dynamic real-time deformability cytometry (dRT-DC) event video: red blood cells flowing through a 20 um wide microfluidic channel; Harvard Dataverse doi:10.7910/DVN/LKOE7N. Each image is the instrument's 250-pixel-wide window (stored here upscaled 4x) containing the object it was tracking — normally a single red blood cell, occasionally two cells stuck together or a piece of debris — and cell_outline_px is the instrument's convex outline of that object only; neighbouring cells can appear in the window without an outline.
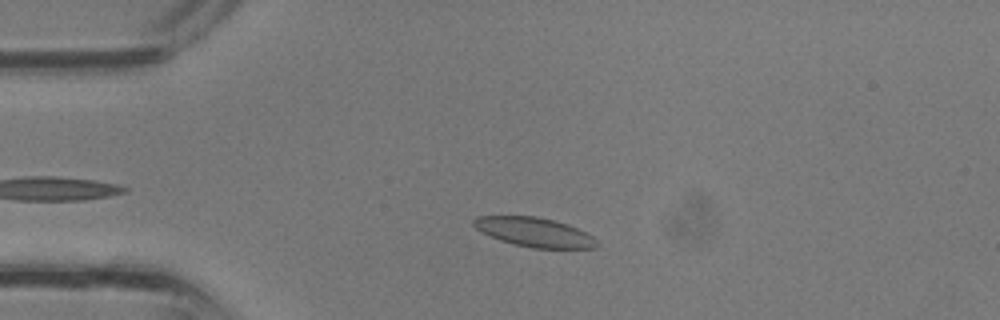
{"species": "common noctule bat (a hibernating species)", "species_latin": "Nyctalus noctula", "temperature_condition": "room temperature", "stored_images_in_passage": 26, "camera_frame_rate_fps": 3000, "um_per_image_px": 0.085, "animal": {"sex": "male", "body_mass_g": 13.3}, "frame": {"image": 1, "passage_image": 1, "time_ms": 0.0, "image_size_px": [1000, 320], "cell_outline_px": [[600, 244], [596, 248], [532, 248], [512, 244], [500, 240], [476, 228], [472, 224], [472, 220], [476, 216], [536, 216], [568, 224], [592, 236]], "centroid_in_image_um": [45.43, 19.73], "position_along_channel_um": 39.6, "area_um2": 20.87}}
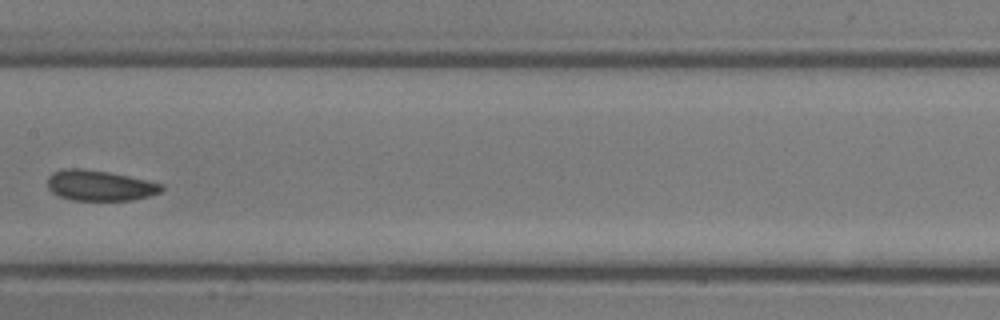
{"frame": {"image": 2, "passage_image": 11, "time_ms": 3.333, "image_size_px": [1000, 320], "cell_outline_px": [[164, 188], [160, 192], [148, 196], [132, 200], [72, 200], [60, 196], [52, 192], [48, 188], [48, 176], [52, 172], [64, 168], [84, 168], [108, 172], [148, 180], [164, 184]], "centroid_in_image_um": [8.47, 15.76], "position_along_channel_um": 198.9, "area_um2": 20.35}}
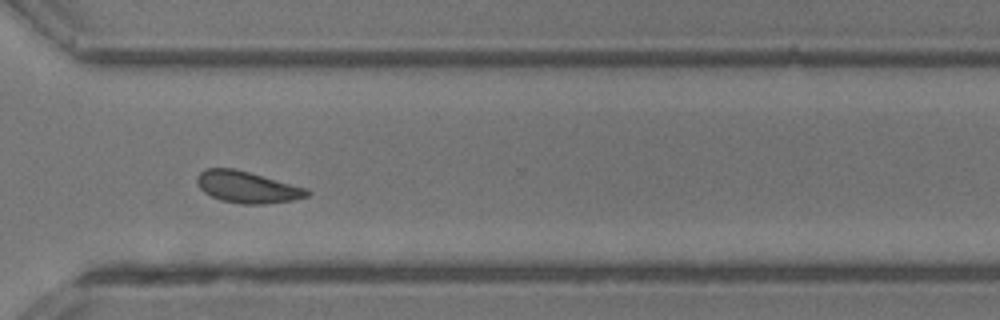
{"frame": {"image": 3, "passage_image": 19, "time_ms": 6.0, "image_size_px": [1000, 320], "cell_outline_px": [[312, 192], [308, 196], [292, 200], [264, 204], [240, 204], [220, 200], [204, 192], [200, 188], [196, 180], [196, 176], [200, 172], [208, 168], [236, 168], [308, 188]], "centroid_in_image_um": [21.03, 15.9], "position_along_channel_um": 349.6, "area_um2": 20.46}}